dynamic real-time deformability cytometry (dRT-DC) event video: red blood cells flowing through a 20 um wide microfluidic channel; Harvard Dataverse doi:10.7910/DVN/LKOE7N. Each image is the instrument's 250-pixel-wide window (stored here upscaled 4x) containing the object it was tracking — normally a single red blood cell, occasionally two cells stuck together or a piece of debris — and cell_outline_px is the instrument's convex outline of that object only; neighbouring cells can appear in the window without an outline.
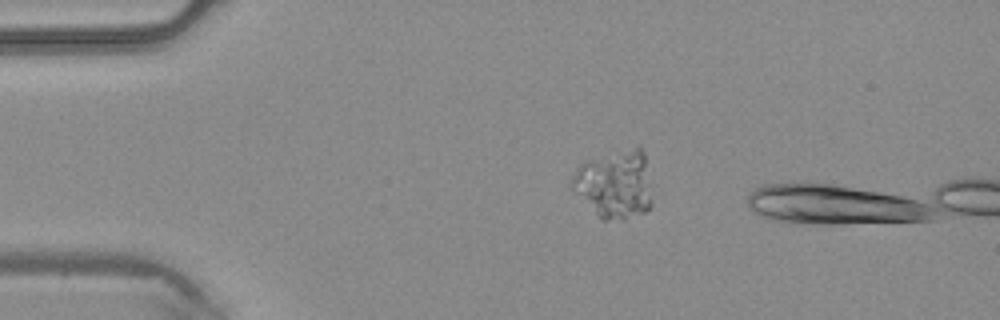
{"species": "common noctule bat (a hibernating species)", "species_latin": "Nyctalus noctula", "temperature_condition": "warm", "stored_images_in_passage": 3, "camera_frame_rate_fps": 3000, "um_per_image_px": 0.085, "animal": {"sex": "male", "body_mass_g": 20.4}, "frame": {"image": 1, "passage_image": 2, "time_ms": 0.333, "image_size_px": [1000, 320], "cell_outline_px": [[652, 204], [644, 212], [624, 220], [600, 220], [572, 188], [572, 180], [580, 164], [584, 160], [636, 144], [644, 152], [652, 184]], "centroid_in_image_um": [52.3, 15.63], "position_along_channel_um": 32.7, "area_um2": 32.66}}